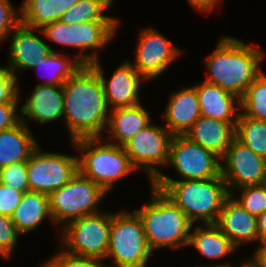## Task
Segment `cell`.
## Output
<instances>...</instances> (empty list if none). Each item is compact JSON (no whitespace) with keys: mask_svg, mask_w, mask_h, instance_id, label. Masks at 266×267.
Listing matches in <instances>:
<instances>
[{"mask_svg":"<svg viewBox=\"0 0 266 267\" xmlns=\"http://www.w3.org/2000/svg\"><path fill=\"white\" fill-rule=\"evenodd\" d=\"M137 45L135 64L132 65L146 80L160 76L182 53L152 28L141 30Z\"/></svg>","mask_w":266,"mask_h":267,"instance_id":"14","label":"cell"},{"mask_svg":"<svg viewBox=\"0 0 266 267\" xmlns=\"http://www.w3.org/2000/svg\"><path fill=\"white\" fill-rule=\"evenodd\" d=\"M114 0H78L68 8L60 20L67 24L85 23L94 20H117L104 15Z\"/></svg>","mask_w":266,"mask_h":267,"instance_id":"28","label":"cell"},{"mask_svg":"<svg viewBox=\"0 0 266 267\" xmlns=\"http://www.w3.org/2000/svg\"><path fill=\"white\" fill-rule=\"evenodd\" d=\"M235 138L266 159V121L239 116L235 126Z\"/></svg>","mask_w":266,"mask_h":267,"instance_id":"27","label":"cell"},{"mask_svg":"<svg viewBox=\"0 0 266 267\" xmlns=\"http://www.w3.org/2000/svg\"><path fill=\"white\" fill-rule=\"evenodd\" d=\"M29 191L49 195L60 189L77 172V156L43 152L37 146L26 162Z\"/></svg>","mask_w":266,"mask_h":267,"instance_id":"10","label":"cell"},{"mask_svg":"<svg viewBox=\"0 0 266 267\" xmlns=\"http://www.w3.org/2000/svg\"><path fill=\"white\" fill-rule=\"evenodd\" d=\"M189 3L196 9L200 11L212 12L215 5L220 2L219 0H188Z\"/></svg>","mask_w":266,"mask_h":267,"instance_id":"39","label":"cell"},{"mask_svg":"<svg viewBox=\"0 0 266 267\" xmlns=\"http://www.w3.org/2000/svg\"><path fill=\"white\" fill-rule=\"evenodd\" d=\"M153 251L135 211L111 213L109 248L106 255L117 267H146Z\"/></svg>","mask_w":266,"mask_h":267,"instance_id":"7","label":"cell"},{"mask_svg":"<svg viewBox=\"0 0 266 267\" xmlns=\"http://www.w3.org/2000/svg\"><path fill=\"white\" fill-rule=\"evenodd\" d=\"M21 114L35 122L45 124L64 116L62 86L36 84L32 94L21 108Z\"/></svg>","mask_w":266,"mask_h":267,"instance_id":"21","label":"cell"},{"mask_svg":"<svg viewBox=\"0 0 266 267\" xmlns=\"http://www.w3.org/2000/svg\"><path fill=\"white\" fill-rule=\"evenodd\" d=\"M230 266V264H226V263H224V265L223 264H218V265H209V266H194V267H229Z\"/></svg>","mask_w":266,"mask_h":267,"instance_id":"43","label":"cell"},{"mask_svg":"<svg viewBox=\"0 0 266 267\" xmlns=\"http://www.w3.org/2000/svg\"><path fill=\"white\" fill-rule=\"evenodd\" d=\"M239 116L266 121V75L262 72L247 88L240 99Z\"/></svg>","mask_w":266,"mask_h":267,"instance_id":"29","label":"cell"},{"mask_svg":"<svg viewBox=\"0 0 266 267\" xmlns=\"http://www.w3.org/2000/svg\"><path fill=\"white\" fill-rule=\"evenodd\" d=\"M99 75L109 108L133 107L140 104L139 91L142 81L146 79L129 61H124L107 82L103 75L100 62L90 65Z\"/></svg>","mask_w":266,"mask_h":267,"instance_id":"15","label":"cell"},{"mask_svg":"<svg viewBox=\"0 0 266 267\" xmlns=\"http://www.w3.org/2000/svg\"><path fill=\"white\" fill-rule=\"evenodd\" d=\"M21 235L10 217L0 214V255L10 259L13 248L17 245L18 236Z\"/></svg>","mask_w":266,"mask_h":267,"instance_id":"34","label":"cell"},{"mask_svg":"<svg viewBox=\"0 0 266 267\" xmlns=\"http://www.w3.org/2000/svg\"><path fill=\"white\" fill-rule=\"evenodd\" d=\"M164 114L165 128L172 135H185L201 116L195 86L173 93Z\"/></svg>","mask_w":266,"mask_h":267,"instance_id":"18","label":"cell"},{"mask_svg":"<svg viewBox=\"0 0 266 267\" xmlns=\"http://www.w3.org/2000/svg\"><path fill=\"white\" fill-rule=\"evenodd\" d=\"M222 159L225 163L221 164V176L226 182L229 194H232L235 188L239 190L243 186L263 184L266 159L236 138L232 140Z\"/></svg>","mask_w":266,"mask_h":267,"instance_id":"13","label":"cell"},{"mask_svg":"<svg viewBox=\"0 0 266 267\" xmlns=\"http://www.w3.org/2000/svg\"><path fill=\"white\" fill-rule=\"evenodd\" d=\"M221 158L190 141L184 135H173L169 145L168 164L183 180L209 179L221 175Z\"/></svg>","mask_w":266,"mask_h":267,"instance_id":"11","label":"cell"},{"mask_svg":"<svg viewBox=\"0 0 266 267\" xmlns=\"http://www.w3.org/2000/svg\"><path fill=\"white\" fill-rule=\"evenodd\" d=\"M257 230L259 243L266 242V210L257 217Z\"/></svg>","mask_w":266,"mask_h":267,"instance_id":"40","label":"cell"},{"mask_svg":"<svg viewBox=\"0 0 266 267\" xmlns=\"http://www.w3.org/2000/svg\"><path fill=\"white\" fill-rule=\"evenodd\" d=\"M241 196L235 198L250 214L258 217L266 210V187L261 185H247L240 188Z\"/></svg>","mask_w":266,"mask_h":267,"instance_id":"31","label":"cell"},{"mask_svg":"<svg viewBox=\"0 0 266 267\" xmlns=\"http://www.w3.org/2000/svg\"><path fill=\"white\" fill-rule=\"evenodd\" d=\"M118 25L119 20H94L73 24L56 20L37 30L50 41L79 48L81 52L92 49L91 54L85 55L83 52L75 56L83 65H91L98 60L95 49L103 48L113 39Z\"/></svg>","mask_w":266,"mask_h":267,"instance_id":"6","label":"cell"},{"mask_svg":"<svg viewBox=\"0 0 266 267\" xmlns=\"http://www.w3.org/2000/svg\"><path fill=\"white\" fill-rule=\"evenodd\" d=\"M26 118L14 127L0 131V169L13 163L27 162L33 150L38 146Z\"/></svg>","mask_w":266,"mask_h":267,"instance_id":"22","label":"cell"},{"mask_svg":"<svg viewBox=\"0 0 266 267\" xmlns=\"http://www.w3.org/2000/svg\"><path fill=\"white\" fill-rule=\"evenodd\" d=\"M0 182L20 192L29 191L26 162L13 163L0 169Z\"/></svg>","mask_w":266,"mask_h":267,"instance_id":"32","label":"cell"},{"mask_svg":"<svg viewBox=\"0 0 266 267\" xmlns=\"http://www.w3.org/2000/svg\"><path fill=\"white\" fill-rule=\"evenodd\" d=\"M255 256L266 266V242L255 250Z\"/></svg>","mask_w":266,"mask_h":267,"instance_id":"41","label":"cell"},{"mask_svg":"<svg viewBox=\"0 0 266 267\" xmlns=\"http://www.w3.org/2000/svg\"><path fill=\"white\" fill-rule=\"evenodd\" d=\"M43 267H107L103 265L102 261L77 256L66 251L59 250L54 257H51Z\"/></svg>","mask_w":266,"mask_h":267,"instance_id":"33","label":"cell"},{"mask_svg":"<svg viewBox=\"0 0 266 267\" xmlns=\"http://www.w3.org/2000/svg\"><path fill=\"white\" fill-rule=\"evenodd\" d=\"M64 121L71 140L101 137L106 130L109 106L98 73L82 65L62 85Z\"/></svg>","mask_w":266,"mask_h":267,"instance_id":"1","label":"cell"},{"mask_svg":"<svg viewBox=\"0 0 266 267\" xmlns=\"http://www.w3.org/2000/svg\"><path fill=\"white\" fill-rule=\"evenodd\" d=\"M101 137L82 138L72 141L83 153L77 156L78 172L101 187L110 191L121 177L134 171L123 146L101 142Z\"/></svg>","mask_w":266,"mask_h":267,"instance_id":"5","label":"cell"},{"mask_svg":"<svg viewBox=\"0 0 266 267\" xmlns=\"http://www.w3.org/2000/svg\"><path fill=\"white\" fill-rule=\"evenodd\" d=\"M263 185L266 187V170H265V177H264Z\"/></svg>","mask_w":266,"mask_h":267,"instance_id":"44","label":"cell"},{"mask_svg":"<svg viewBox=\"0 0 266 267\" xmlns=\"http://www.w3.org/2000/svg\"><path fill=\"white\" fill-rule=\"evenodd\" d=\"M264 55L258 48L224 36L205 61L209 70L205 81L241 99L248 86L263 72L259 65Z\"/></svg>","mask_w":266,"mask_h":267,"instance_id":"2","label":"cell"},{"mask_svg":"<svg viewBox=\"0 0 266 267\" xmlns=\"http://www.w3.org/2000/svg\"><path fill=\"white\" fill-rule=\"evenodd\" d=\"M52 221L49 197L41 192H24L19 205L15 208L10 219L20 234L30 232L44 221Z\"/></svg>","mask_w":266,"mask_h":267,"instance_id":"24","label":"cell"},{"mask_svg":"<svg viewBox=\"0 0 266 267\" xmlns=\"http://www.w3.org/2000/svg\"><path fill=\"white\" fill-rule=\"evenodd\" d=\"M23 192L0 182V214L10 217L19 205Z\"/></svg>","mask_w":266,"mask_h":267,"instance_id":"37","label":"cell"},{"mask_svg":"<svg viewBox=\"0 0 266 267\" xmlns=\"http://www.w3.org/2000/svg\"><path fill=\"white\" fill-rule=\"evenodd\" d=\"M195 224H215L225 199L230 195L226 182L218 177L198 180H174L160 173L151 182Z\"/></svg>","mask_w":266,"mask_h":267,"instance_id":"3","label":"cell"},{"mask_svg":"<svg viewBox=\"0 0 266 267\" xmlns=\"http://www.w3.org/2000/svg\"><path fill=\"white\" fill-rule=\"evenodd\" d=\"M201 115L231 123L234 127L240 112V99L216 84L203 82L195 86ZM238 105L237 107L235 106Z\"/></svg>","mask_w":266,"mask_h":267,"instance_id":"20","label":"cell"},{"mask_svg":"<svg viewBox=\"0 0 266 267\" xmlns=\"http://www.w3.org/2000/svg\"><path fill=\"white\" fill-rule=\"evenodd\" d=\"M31 27H27L20 22L13 28V35L10 47V58L8 67L14 77L17 78L14 71L18 69H33L36 66V62H40L42 59L54 51L49 45H47L42 39L33 33Z\"/></svg>","mask_w":266,"mask_h":267,"instance_id":"17","label":"cell"},{"mask_svg":"<svg viewBox=\"0 0 266 267\" xmlns=\"http://www.w3.org/2000/svg\"><path fill=\"white\" fill-rule=\"evenodd\" d=\"M16 9L10 0H0V42L7 40L13 28L20 22Z\"/></svg>","mask_w":266,"mask_h":267,"instance_id":"36","label":"cell"},{"mask_svg":"<svg viewBox=\"0 0 266 267\" xmlns=\"http://www.w3.org/2000/svg\"><path fill=\"white\" fill-rule=\"evenodd\" d=\"M18 103H0V131L14 127L21 121L17 115Z\"/></svg>","mask_w":266,"mask_h":267,"instance_id":"38","label":"cell"},{"mask_svg":"<svg viewBox=\"0 0 266 267\" xmlns=\"http://www.w3.org/2000/svg\"><path fill=\"white\" fill-rule=\"evenodd\" d=\"M110 227L111 213L107 212L74 219L62 228V245L65 246L62 250L103 261L109 248Z\"/></svg>","mask_w":266,"mask_h":267,"instance_id":"9","label":"cell"},{"mask_svg":"<svg viewBox=\"0 0 266 267\" xmlns=\"http://www.w3.org/2000/svg\"><path fill=\"white\" fill-rule=\"evenodd\" d=\"M172 136L165 127L151 122L123 145L132 166L135 169L143 168L150 182L162 173L156 164L165 166L168 162Z\"/></svg>","mask_w":266,"mask_h":267,"instance_id":"12","label":"cell"},{"mask_svg":"<svg viewBox=\"0 0 266 267\" xmlns=\"http://www.w3.org/2000/svg\"><path fill=\"white\" fill-rule=\"evenodd\" d=\"M150 118L148 111L140 104L133 107L112 109L106 127V131L110 133L108 142L123 146L136 133L151 123Z\"/></svg>","mask_w":266,"mask_h":267,"instance_id":"23","label":"cell"},{"mask_svg":"<svg viewBox=\"0 0 266 267\" xmlns=\"http://www.w3.org/2000/svg\"><path fill=\"white\" fill-rule=\"evenodd\" d=\"M78 0H24L20 10V23L33 29L60 20L62 14Z\"/></svg>","mask_w":266,"mask_h":267,"instance_id":"25","label":"cell"},{"mask_svg":"<svg viewBox=\"0 0 266 267\" xmlns=\"http://www.w3.org/2000/svg\"><path fill=\"white\" fill-rule=\"evenodd\" d=\"M18 78L14 77L8 66H0V103H18Z\"/></svg>","mask_w":266,"mask_h":267,"instance_id":"35","label":"cell"},{"mask_svg":"<svg viewBox=\"0 0 266 267\" xmlns=\"http://www.w3.org/2000/svg\"><path fill=\"white\" fill-rule=\"evenodd\" d=\"M106 192L77 172L60 189L48 195L53 224L64 223L99 212L98 205Z\"/></svg>","mask_w":266,"mask_h":267,"instance_id":"8","label":"cell"},{"mask_svg":"<svg viewBox=\"0 0 266 267\" xmlns=\"http://www.w3.org/2000/svg\"><path fill=\"white\" fill-rule=\"evenodd\" d=\"M234 193L224 201L215 225L238 247L258 241L257 217L250 214L235 200Z\"/></svg>","mask_w":266,"mask_h":267,"instance_id":"16","label":"cell"},{"mask_svg":"<svg viewBox=\"0 0 266 267\" xmlns=\"http://www.w3.org/2000/svg\"><path fill=\"white\" fill-rule=\"evenodd\" d=\"M184 136L222 158L235 138V127L229 122L201 115Z\"/></svg>","mask_w":266,"mask_h":267,"instance_id":"19","label":"cell"},{"mask_svg":"<svg viewBox=\"0 0 266 267\" xmlns=\"http://www.w3.org/2000/svg\"><path fill=\"white\" fill-rule=\"evenodd\" d=\"M151 188L150 203L134 210L142 221L150 249L154 252L156 249L168 246L173 249L188 246L194 224L159 189L153 186Z\"/></svg>","mask_w":266,"mask_h":267,"instance_id":"4","label":"cell"},{"mask_svg":"<svg viewBox=\"0 0 266 267\" xmlns=\"http://www.w3.org/2000/svg\"><path fill=\"white\" fill-rule=\"evenodd\" d=\"M193 230L190 232L188 246L192 245L205 257L214 260L223 258L237 248L215 224L198 225Z\"/></svg>","mask_w":266,"mask_h":267,"instance_id":"26","label":"cell"},{"mask_svg":"<svg viewBox=\"0 0 266 267\" xmlns=\"http://www.w3.org/2000/svg\"><path fill=\"white\" fill-rule=\"evenodd\" d=\"M230 267V266H229ZM239 267H266L255 255L251 260L244 261Z\"/></svg>","mask_w":266,"mask_h":267,"instance_id":"42","label":"cell"},{"mask_svg":"<svg viewBox=\"0 0 266 267\" xmlns=\"http://www.w3.org/2000/svg\"><path fill=\"white\" fill-rule=\"evenodd\" d=\"M60 54L51 51L47 58L42 59L39 63L36 62V66L33 68L34 70L35 68L51 70L52 76L44 81V85L62 86L83 65L76 57L73 60H67Z\"/></svg>","mask_w":266,"mask_h":267,"instance_id":"30","label":"cell"}]
</instances>
